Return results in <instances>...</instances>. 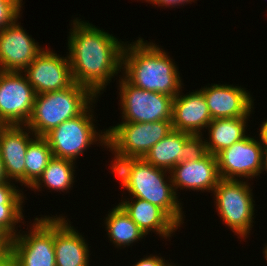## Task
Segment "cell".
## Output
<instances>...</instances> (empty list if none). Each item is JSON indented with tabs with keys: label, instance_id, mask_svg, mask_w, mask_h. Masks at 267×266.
Here are the masks:
<instances>
[{
	"label": "cell",
	"instance_id": "cb8c5ba5",
	"mask_svg": "<svg viewBox=\"0 0 267 266\" xmlns=\"http://www.w3.org/2000/svg\"><path fill=\"white\" fill-rule=\"evenodd\" d=\"M53 153L43 136H36L28 145L25 156V186L30 188L42 175Z\"/></svg>",
	"mask_w": 267,
	"mask_h": 266
},
{
	"label": "cell",
	"instance_id": "484cf974",
	"mask_svg": "<svg viewBox=\"0 0 267 266\" xmlns=\"http://www.w3.org/2000/svg\"><path fill=\"white\" fill-rule=\"evenodd\" d=\"M205 140L202 134H191L183 145V162L198 160L206 156L208 151Z\"/></svg>",
	"mask_w": 267,
	"mask_h": 266
},
{
	"label": "cell",
	"instance_id": "8992f818",
	"mask_svg": "<svg viewBox=\"0 0 267 266\" xmlns=\"http://www.w3.org/2000/svg\"><path fill=\"white\" fill-rule=\"evenodd\" d=\"M171 121L121 122L107 131V149L114 160L144 158L150 149L171 131Z\"/></svg>",
	"mask_w": 267,
	"mask_h": 266
},
{
	"label": "cell",
	"instance_id": "4fadbf2b",
	"mask_svg": "<svg viewBox=\"0 0 267 266\" xmlns=\"http://www.w3.org/2000/svg\"><path fill=\"white\" fill-rule=\"evenodd\" d=\"M44 49L27 34L17 19L0 30V70L23 72Z\"/></svg>",
	"mask_w": 267,
	"mask_h": 266
},
{
	"label": "cell",
	"instance_id": "7402d4cb",
	"mask_svg": "<svg viewBox=\"0 0 267 266\" xmlns=\"http://www.w3.org/2000/svg\"><path fill=\"white\" fill-rule=\"evenodd\" d=\"M105 219L108 238L117 248L130 246L145 236L119 204L112 208Z\"/></svg>",
	"mask_w": 267,
	"mask_h": 266
},
{
	"label": "cell",
	"instance_id": "e0dca14e",
	"mask_svg": "<svg viewBox=\"0 0 267 266\" xmlns=\"http://www.w3.org/2000/svg\"><path fill=\"white\" fill-rule=\"evenodd\" d=\"M182 94V95H181ZM212 117L201 90L189 91L183 95L181 91L173 98L172 128L190 134H202L207 129Z\"/></svg>",
	"mask_w": 267,
	"mask_h": 266
},
{
	"label": "cell",
	"instance_id": "d6986e66",
	"mask_svg": "<svg viewBox=\"0 0 267 266\" xmlns=\"http://www.w3.org/2000/svg\"><path fill=\"white\" fill-rule=\"evenodd\" d=\"M124 200L122 199L119 205L144 233L145 237L152 231L167 239L172 237V234L180 227L163 209L150 202L139 198Z\"/></svg>",
	"mask_w": 267,
	"mask_h": 266
},
{
	"label": "cell",
	"instance_id": "5b68a950",
	"mask_svg": "<svg viewBox=\"0 0 267 266\" xmlns=\"http://www.w3.org/2000/svg\"><path fill=\"white\" fill-rule=\"evenodd\" d=\"M96 100L97 98L80 115L64 121L43 136L50 145L53 157L76 162L78 156L96 142L107 147V131L104 129L98 133L93 122L92 106Z\"/></svg>",
	"mask_w": 267,
	"mask_h": 266
},
{
	"label": "cell",
	"instance_id": "2e32d148",
	"mask_svg": "<svg viewBox=\"0 0 267 266\" xmlns=\"http://www.w3.org/2000/svg\"><path fill=\"white\" fill-rule=\"evenodd\" d=\"M170 174L175 193L178 188L212 193L221 179L216 156L210 153L201 159L177 164Z\"/></svg>",
	"mask_w": 267,
	"mask_h": 266
},
{
	"label": "cell",
	"instance_id": "d6a6232c",
	"mask_svg": "<svg viewBox=\"0 0 267 266\" xmlns=\"http://www.w3.org/2000/svg\"><path fill=\"white\" fill-rule=\"evenodd\" d=\"M3 182H11V181L7 178L4 164H3V160L0 156V183H3Z\"/></svg>",
	"mask_w": 267,
	"mask_h": 266
},
{
	"label": "cell",
	"instance_id": "8d00e7d4",
	"mask_svg": "<svg viewBox=\"0 0 267 266\" xmlns=\"http://www.w3.org/2000/svg\"><path fill=\"white\" fill-rule=\"evenodd\" d=\"M263 253H264V256H265V259L267 261V243L265 244V247L263 248Z\"/></svg>",
	"mask_w": 267,
	"mask_h": 266
},
{
	"label": "cell",
	"instance_id": "f1b7e54d",
	"mask_svg": "<svg viewBox=\"0 0 267 266\" xmlns=\"http://www.w3.org/2000/svg\"><path fill=\"white\" fill-rule=\"evenodd\" d=\"M133 266H176L172 265L169 261L165 260L163 257L156 255H149L144 258H140L138 262L133 264Z\"/></svg>",
	"mask_w": 267,
	"mask_h": 266
},
{
	"label": "cell",
	"instance_id": "f546056e",
	"mask_svg": "<svg viewBox=\"0 0 267 266\" xmlns=\"http://www.w3.org/2000/svg\"><path fill=\"white\" fill-rule=\"evenodd\" d=\"M146 2H150L151 4H153V5H158V7L159 6H161V8H163V6H165V8L167 7H174L175 8V6H181V5H183L184 6V4H186V3H191V2H194V0H145Z\"/></svg>",
	"mask_w": 267,
	"mask_h": 266
},
{
	"label": "cell",
	"instance_id": "277c9868",
	"mask_svg": "<svg viewBox=\"0 0 267 266\" xmlns=\"http://www.w3.org/2000/svg\"><path fill=\"white\" fill-rule=\"evenodd\" d=\"M97 97L77 83L59 91L36 95L27 126L36 136H44L64 121L80 115Z\"/></svg>",
	"mask_w": 267,
	"mask_h": 266
},
{
	"label": "cell",
	"instance_id": "8fae6325",
	"mask_svg": "<svg viewBox=\"0 0 267 266\" xmlns=\"http://www.w3.org/2000/svg\"><path fill=\"white\" fill-rule=\"evenodd\" d=\"M262 151L261 141L248 135L232 146L223 149L215 155L220 178L234 180L239 178L240 180L260 176Z\"/></svg>",
	"mask_w": 267,
	"mask_h": 266
},
{
	"label": "cell",
	"instance_id": "ffe728a7",
	"mask_svg": "<svg viewBox=\"0 0 267 266\" xmlns=\"http://www.w3.org/2000/svg\"><path fill=\"white\" fill-rule=\"evenodd\" d=\"M249 116L213 119L207 126L209 139L205 140L208 153L216 155L223 149L244 139Z\"/></svg>",
	"mask_w": 267,
	"mask_h": 266
},
{
	"label": "cell",
	"instance_id": "5bb4252c",
	"mask_svg": "<svg viewBox=\"0 0 267 266\" xmlns=\"http://www.w3.org/2000/svg\"><path fill=\"white\" fill-rule=\"evenodd\" d=\"M212 120L250 116L254 110L252 95L241 86L211 84L202 87Z\"/></svg>",
	"mask_w": 267,
	"mask_h": 266
},
{
	"label": "cell",
	"instance_id": "52a82bcc",
	"mask_svg": "<svg viewBox=\"0 0 267 266\" xmlns=\"http://www.w3.org/2000/svg\"><path fill=\"white\" fill-rule=\"evenodd\" d=\"M246 181L220 179L212 192L218 215L241 239H246L254 226L255 201L249 180Z\"/></svg>",
	"mask_w": 267,
	"mask_h": 266
},
{
	"label": "cell",
	"instance_id": "1f68e13d",
	"mask_svg": "<svg viewBox=\"0 0 267 266\" xmlns=\"http://www.w3.org/2000/svg\"><path fill=\"white\" fill-rule=\"evenodd\" d=\"M11 243H0V263L10 255Z\"/></svg>",
	"mask_w": 267,
	"mask_h": 266
},
{
	"label": "cell",
	"instance_id": "83f0119b",
	"mask_svg": "<svg viewBox=\"0 0 267 266\" xmlns=\"http://www.w3.org/2000/svg\"><path fill=\"white\" fill-rule=\"evenodd\" d=\"M16 188L12 182L0 183V205H23V192Z\"/></svg>",
	"mask_w": 267,
	"mask_h": 266
},
{
	"label": "cell",
	"instance_id": "30bf717a",
	"mask_svg": "<svg viewBox=\"0 0 267 266\" xmlns=\"http://www.w3.org/2000/svg\"><path fill=\"white\" fill-rule=\"evenodd\" d=\"M35 97L34 88L23 72L0 70V122L3 126L26 125Z\"/></svg>",
	"mask_w": 267,
	"mask_h": 266
},
{
	"label": "cell",
	"instance_id": "603a6c76",
	"mask_svg": "<svg viewBox=\"0 0 267 266\" xmlns=\"http://www.w3.org/2000/svg\"><path fill=\"white\" fill-rule=\"evenodd\" d=\"M76 162L69 159H62L53 157L48 166L43 171L38 180L30 187L33 191H41L42 187H47L50 190L55 191H67L73 187L74 168L76 169ZM75 166V167H74ZM44 183V184H42ZM41 188V189H40ZM40 189V190H39Z\"/></svg>",
	"mask_w": 267,
	"mask_h": 266
},
{
	"label": "cell",
	"instance_id": "836d02e7",
	"mask_svg": "<svg viewBox=\"0 0 267 266\" xmlns=\"http://www.w3.org/2000/svg\"><path fill=\"white\" fill-rule=\"evenodd\" d=\"M12 238L0 227V243H11Z\"/></svg>",
	"mask_w": 267,
	"mask_h": 266
},
{
	"label": "cell",
	"instance_id": "6da1fadb",
	"mask_svg": "<svg viewBox=\"0 0 267 266\" xmlns=\"http://www.w3.org/2000/svg\"><path fill=\"white\" fill-rule=\"evenodd\" d=\"M74 18L68 37V60L73 81L87 87L97 98L110 80L122 72L124 41Z\"/></svg>",
	"mask_w": 267,
	"mask_h": 266
},
{
	"label": "cell",
	"instance_id": "ba28073f",
	"mask_svg": "<svg viewBox=\"0 0 267 266\" xmlns=\"http://www.w3.org/2000/svg\"><path fill=\"white\" fill-rule=\"evenodd\" d=\"M31 225L12 238L10 255L16 266H56L54 216L36 217Z\"/></svg>",
	"mask_w": 267,
	"mask_h": 266
},
{
	"label": "cell",
	"instance_id": "ac0fdd59",
	"mask_svg": "<svg viewBox=\"0 0 267 266\" xmlns=\"http://www.w3.org/2000/svg\"><path fill=\"white\" fill-rule=\"evenodd\" d=\"M64 216H54L56 266H89L88 243Z\"/></svg>",
	"mask_w": 267,
	"mask_h": 266
},
{
	"label": "cell",
	"instance_id": "4316f807",
	"mask_svg": "<svg viewBox=\"0 0 267 266\" xmlns=\"http://www.w3.org/2000/svg\"><path fill=\"white\" fill-rule=\"evenodd\" d=\"M22 2V0H0V30L21 18Z\"/></svg>",
	"mask_w": 267,
	"mask_h": 266
},
{
	"label": "cell",
	"instance_id": "d590c367",
	"mask_svg": "<svg viewBox=\"0 0 267 266\" xmlns=\"http://www.w3.org/2000/svg\"><path fill=\"white\" fill-rule=\"evenodd\" d=\"M0 266H16L14 259L9 255L3 262L0 263Z\"/></svg>",
	"mask_w": 267,
	"mask_h": 266
},
{
	"label": "cell",
	"instance_id": "4dcf8cb0",
	"mask_svg": "<svg viewBox=\"0 0 267 266\" xmlns=\"http://www.w3.org/2000/svg\"><path fill=\"white\" fill-rule=\"evenodd\" d=\"M259 138L263 147H267V119L260 125Z\"/></svg>",
	"mask_w": 267,
	"mask_h": 266
},
{
	"label": "cell",
	"instance_id": "e575fe53",
	"mask_svg": "<svg viewBox=\"0 0 267 266\" xmlns=\"http://www.w3.org/2000/svg\"><path fill=\"white\" fill-rule=\"evenodd\" d=\"M264 170L267 173V147H263L262 151V173Z\"/></svg>",
	"mask_w": 267,
	"mask_h": 266
},
{
	"label": "cell",
	"instance_id": "9a60e30c",
	"mask_svg": "<svg viewBox=\"0 0 267 266\" xmlns=\"http://www.w3.org/2000/svg\"><path fill=\"white\" fill-rule=\"evenodd\" d=\"M33 134L25 125L2 126L0 128V156L7 178L10 181L15 180L21 186L25 185V156L29 143L36 137Z\"/></svg>",
	"mask_w": 267,
	"mask_h": 266
},
{
	"label": "cell",
	"instance_id": "d4e9b609",
	"mask_svg": "<svg viewBox=\"0 0 267 266\" xmlns=\"http://www.w3.org/2000/svg\"><path fill=\"white\" fill-rule=\"evenodd\" d=\"M22 205H0V227L14 238L19 232L15 230L17 223H21L23 217Z\"/></svg>",
	"mask_w": 267,
	"mask_h": 266
},
{
	"label": "cell",
	"instance_id": "9c48e42d",
	"mask_svg": "<svg viewBox=\"0 0 267 266\" xmlns=\"http://www.w3.org/2000/svg\"><path fill=\"white\" fill-rule=\"evenodd\" d=\"M118 87L122 122L171 121L173 97L139 89L123 76Z\"/></svg>",
	"mask_w": 267,
	"mask_h": 266
},
{
	"label": "cell",
	"instance_id": "7c38bea8",
	"mask_svg": "<svg viewBox=\"0 0 267 266\" xmlns=\"http://www.w3.org/2000/svg\"><path fill=\"white\" fill-rule=\"evenodd\" d=\"M60 56L46 48L23 71L36 95L63 90L74 83L68 56Z\"/></svg>",
	"mask_w": 267,
	"mask_h": 266
},
{
	"label": "cell",
	"instance_id": "7a4b0ae2",
	"mask_svg": "<svg viewBox=\"0 0 267 266\" xmlns=\"http://www.w3.org/2000/svg\"><path fill=\"white\" fill-rule=\"evenodd\" d=\"M140 38L125 42L122 54L123 77L133 86L175 97L182 91L178 67L168 53L153 42Z\"/></svg>",
	"mask_w": 267,
	"mask_h": 266
},
{
	"label": "cell",
	"instance_id": "44dd1931",
	"mask_svg": "<svg viewBox=\"0 0 267 266\" xmlns=\"http://www.w3.org/2000/svg\"><path fill=\"white\" fill-rule=\"evenodd\" d=\"M190 135L173 129L150 149L144 159L157 168L171 171L177 164L183 162V145Z\"/></svg>",
	"mask_w": 267,
	"mask_h": 266
},
{
	"label": "cell",
	"instance_id": "3957f363",
	"mask_svg": "<svg viewBox=\"0 0 267 266\" xmlns=\"http://www.w3.org/2000/svg\"><path fill=\"white\" fill-rule=\"evenodd\" d=\"M111 163L112 174L117 175L121 187L129 192L131 198L158 206L179 226L184 223L183 207L174 191L170 171L157 168L144 158L112 160Z\"/></svg>",
	"mask_w": 267,
	"mask_h": 266
}]
</instances>
